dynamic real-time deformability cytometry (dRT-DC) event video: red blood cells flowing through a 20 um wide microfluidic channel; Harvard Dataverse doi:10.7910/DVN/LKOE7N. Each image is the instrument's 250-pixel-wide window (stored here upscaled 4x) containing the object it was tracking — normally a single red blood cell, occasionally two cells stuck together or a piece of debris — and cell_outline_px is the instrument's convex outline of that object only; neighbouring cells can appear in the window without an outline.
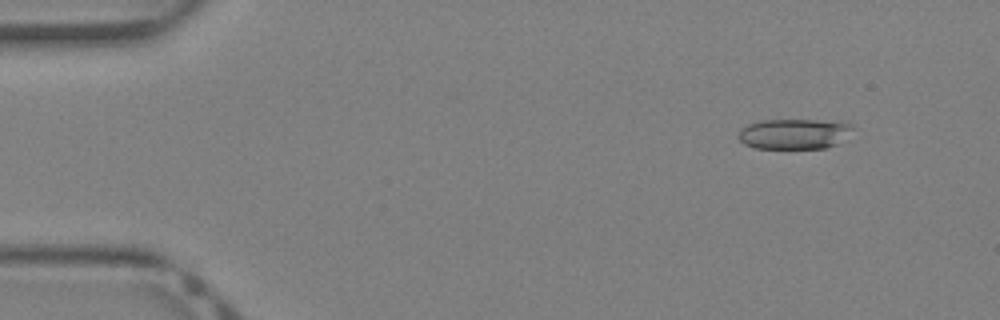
{"species": "Egyptian fruit bat (a non-hibernating species)", "species_latin": "Rousettus aegyptiacus", "temperature_condition": "warm", "stored_images_in_passage": 36, "camera_frame_rate_fps": 3000, "um_per_image_px": 0.085, "animal": {"sex": "female"}, "frame": {"image": 1, "passage_image": 4, "time_ms": 1.0, "image_size_px": [1000, 320], "cell_outline_px": [[856, 128], [848, 140], [824, 148], [756, 148], [744, 144], [736, 136], [740, 128], [748, 124], [760, 120], [840, 120], [852, 124]], "centroid_in_image_um": [67.6, 11.36], "position_along_channel_um": 17.4, "area_um2": 20.92}}
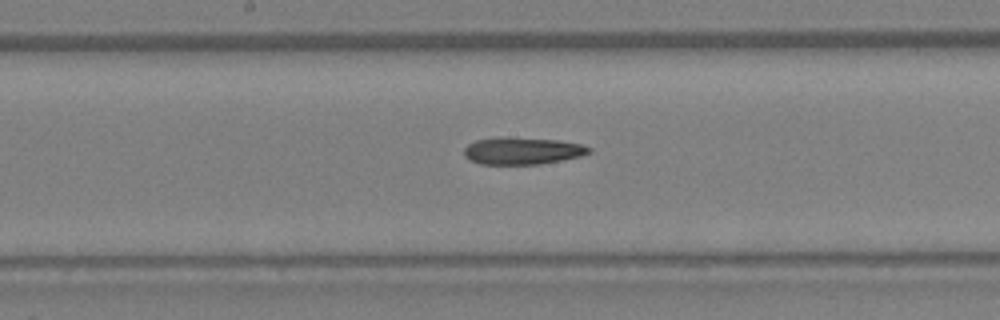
{"frame": {"image": 2, "passage_image": 21, "time_ms": 6.667, "image_size_px": [1000, 320], "cell_outline_px": [[592, 152], [580, 156], [540, 164], [480, 164], [464, 156], [464, 148], [468, 144], [476, 140], [496, 136], [556, 140], [580, 144], [592, 148]], "centroid_in_image_um": [44.37, 12.81], "position_along_channel_um": 203.8, "area_um2": 19.71}}
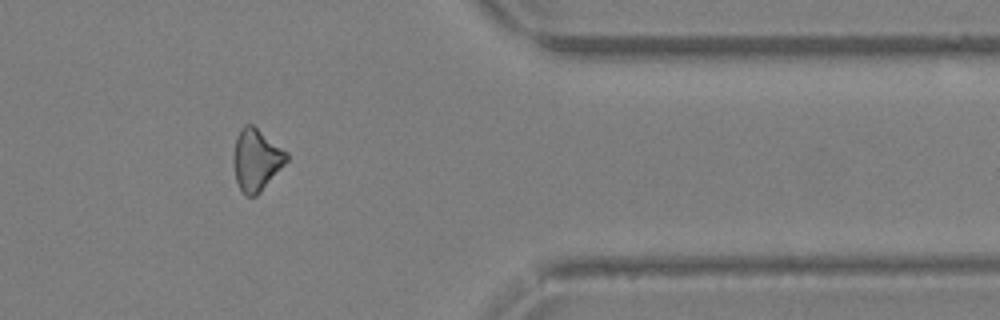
{"frame": {"image": 3, "passage_image": 33, "time_ms": 10.667, "image_size_px": [1000, 320], "cell_outline_px": [[288, 160], [260, 192], [256, 196], [244, 196], [236, 180], [232, 164], [232, 156], [236, 136], [240, 128], [244, 124], [252, 124], [288, 152]], "centroid_in_image_um": [21.75, 13.57], "position_along_channel_um": 389.6, "area_um2": 19.31}}